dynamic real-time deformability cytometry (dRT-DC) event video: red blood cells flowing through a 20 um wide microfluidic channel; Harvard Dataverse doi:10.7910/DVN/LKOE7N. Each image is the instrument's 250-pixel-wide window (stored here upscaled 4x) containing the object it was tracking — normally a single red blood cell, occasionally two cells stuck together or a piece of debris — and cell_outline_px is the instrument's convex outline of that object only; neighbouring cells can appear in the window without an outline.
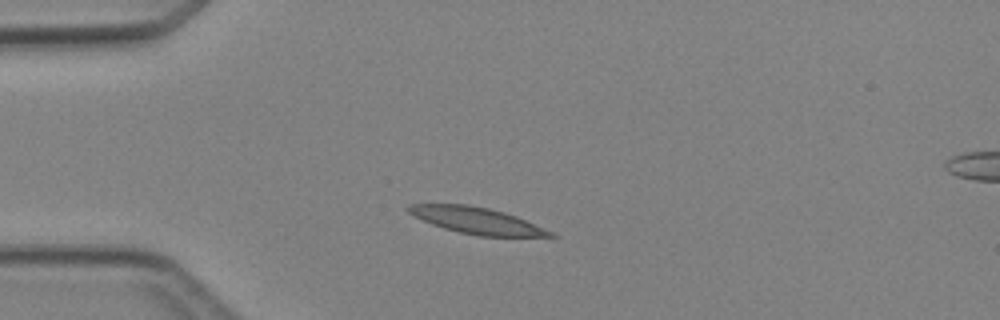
{"species": "Egyptian fruit bat (a non-hibernating species)", "species_latin": "Rousettus aegyptiacus", "temperature_condition": "cold", "stored_images_in_passage": 2, "camera_frame_rate_fps": 3000, "um_per_image_px": 0.085, "animal": {"sex": "female"}, "frame": {"image": 1, "passage_image": 2, "time_ms": 1.0, "image_size_px": [1000, 320], "cell_outline_px": [[556, 236], [480, 236], [460, 232], [444, 228], [432, 224], [408, 212], [404, 208], [408, 204], [468, 204], [488, 208], [504, 212], [516, 216], [552, 232]], "centroid_in_image_um": [40.47, 18.73], "position_along_channel_um": 44.5, "area_um2": 21.44}}